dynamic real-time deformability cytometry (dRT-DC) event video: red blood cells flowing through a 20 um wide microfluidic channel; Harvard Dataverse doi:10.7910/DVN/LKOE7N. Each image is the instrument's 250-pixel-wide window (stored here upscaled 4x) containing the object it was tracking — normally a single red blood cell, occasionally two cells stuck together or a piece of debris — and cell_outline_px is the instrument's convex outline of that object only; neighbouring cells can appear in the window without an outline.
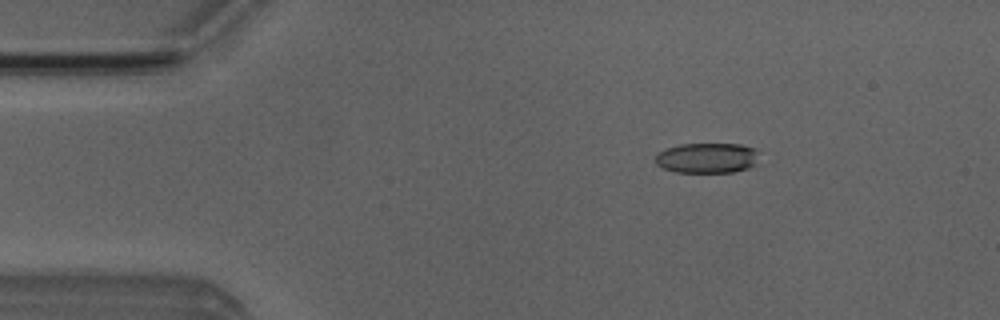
{"species": "Egyptian fruit bat (a non-hibernating species)", "species_latin": "Rousettus aegyptiacus", "temperature_condition": "room temperature", "stored_images_in_passage": 4, "camera_frame_rate_fps": 3000, "um_per_image_px": 0.085, "animal": {"sex": "male"}, "frame": {"image": 1, "passage_image": 3, "time_ms": 2.0, "image_size_px": [1000, 320], "cell_outline_px": [[756, 164], [748, 168], [732, 172], [676, 172], [664, 168], [656, 164], [656, 152], [664, 148], [680, 144], [740, 144], [756, 148]], "centroid_in_image_um": [60.07, 13.42], "position_along_channel_um": 24.9, "area_um2": 18.32}}